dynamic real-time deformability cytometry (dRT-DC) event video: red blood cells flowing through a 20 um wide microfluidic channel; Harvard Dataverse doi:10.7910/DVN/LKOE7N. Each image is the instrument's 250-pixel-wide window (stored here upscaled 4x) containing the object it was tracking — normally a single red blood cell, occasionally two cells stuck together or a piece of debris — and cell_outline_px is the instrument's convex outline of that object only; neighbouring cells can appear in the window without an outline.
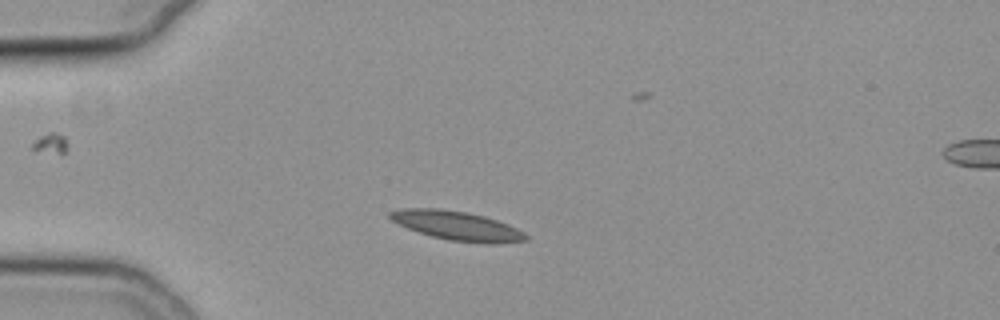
{"species": "common noctule bat (a hibernating species)", "species_latin": "Nyctalus noctula", "temperature_condition": "cold", "stored_images_in_passage": 42, "camera_frame_rate_fps": 3000, "um_per_image_px": 0.085, "animal": {"sex": "female", "body_mass_g": 19.3, "forearm_length_mm": 54.1}, "frame": {"image": 1, "passage_image": 9, "time_ms": 2.667, "image_size_px": [1000, 320], "cell_outline_px": [[528, 240], [500, 244], [484, 244], [448, 240], [432, 236], [408, 228], [392, 220], [388, 216], [388, 212], [404, 208], [436, 208], [464, 212], [484, 216], [508, 224], [524, 232], [528, 236]], "centroid_in_image_um": [38.89, 19.2], "position_along_channel_um": 46.1, "area_um2": 23.0}}
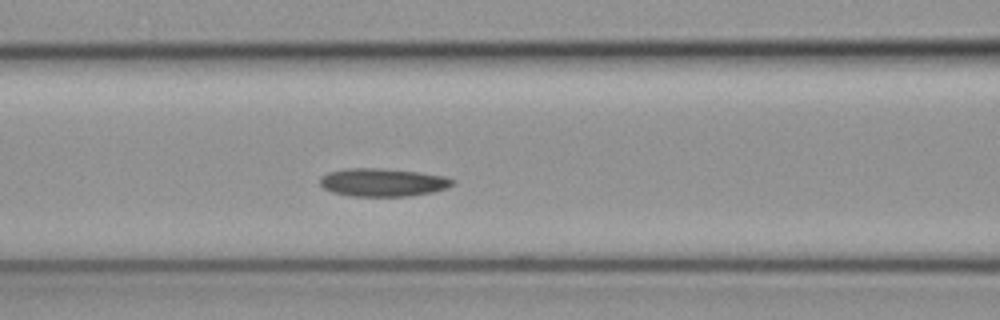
{"frame": {"image": 2, "passage_image": 18, "time_ms": 5.667, "image_size_px": [1000, 320], "cell_outline_px": [[456, 184], [448, 188], [432, 192], [408, 196], [352, 196], [332, 192], [324, 188], [320, 184], [320, 176], [328, 172], [344, 168], [380, 168], [420, 172], [444, 176], [456, 180]], "centroid_in_image_um": [32.56, 15.49], "position_along_channel_um": 134.0, "area_um2": 21.91}}
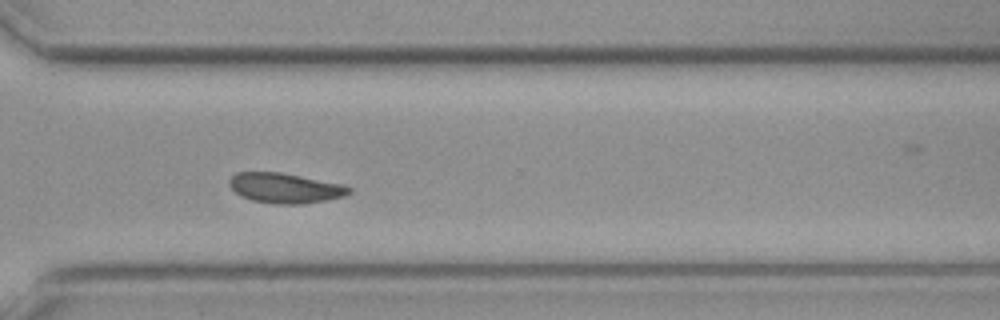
{"frame": {"image": 3, "passage_image": 35, "time_ms": 11.333, "image_size_px": [1000, 320], "cell_outline_px": [[352, 192], [344, 196], [324, 200], [300, 204], [272, 204], [252, 200], [240, 196], [228, 184], [228, 180], [236, 172], [280, 172], [344, 184], [352, 188]], "centroid_in_image_um": [24.23, 15.98], "position_along_channel_um": 346.4, "area_um2": 21.04}}